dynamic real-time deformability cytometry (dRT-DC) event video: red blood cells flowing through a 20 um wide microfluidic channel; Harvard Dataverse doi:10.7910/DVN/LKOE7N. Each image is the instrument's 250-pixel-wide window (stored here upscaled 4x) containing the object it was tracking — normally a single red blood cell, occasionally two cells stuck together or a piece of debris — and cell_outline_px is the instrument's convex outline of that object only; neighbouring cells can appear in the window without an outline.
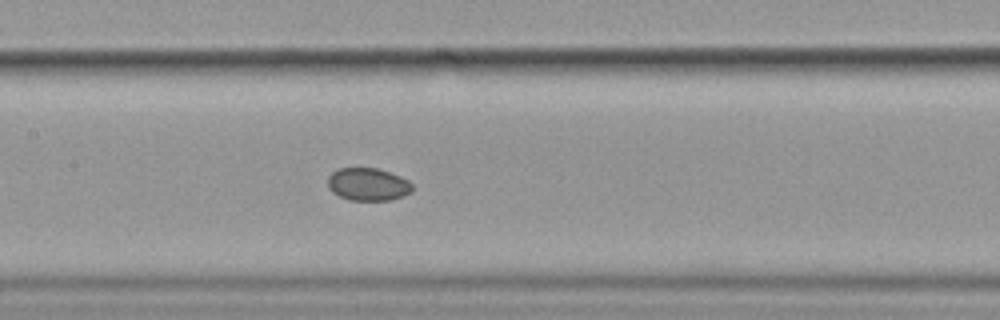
{"species": "common noctule bat (a hibernating species)", "species_latin": "Nyctalus noctula", "temperature_condition": "cold", "stored_images_in_passage": 7, "camera_frame_rate_fps": 3000, "um_per_image_px": 0.085, "animal": {"sex": "female", "body_mass_g": 19.9}, "frame": {"image": 1, "passage_image": 7, "time_ms": 7.667, "image_size_px": [1000, 320], "cell_outline_px": [[412, 192], [404, 196], [392, 200], [348, 200], [332, 192], [328, 188], [328, 176], [332, 172], [340, 168], [376, 168], [400, 176], [408, 180], [412, 184]], "centroid_in_image_um": [31.28, 15.68], "position_along_channel_um": 176.1, "area_um2": 16.18}}